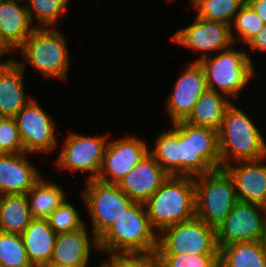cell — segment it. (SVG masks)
<instances>
[{
	"label": "cell",
	"mask_w": 266,
	"mask_h": 267,
	"mask_svg": "<svg viewBox=\"0 0 266 267\" xmlns=\"http://www.w3.org/2000/svg\"><path fill=\"white\" fill-rule=\"evenodd\" d=\"M159 237L144 203L134 202L98 240V251L107 254H153Z\"/></svg>",
	"instance_id": "cell-1"
},
{
	"label": "cell",
	"mask_w": 266,
	"mask_h": 267,
	"mask_svg": "<svg viewBox=\"0 0 266 267\" xmlns=\"http://www.w3.org/2000/svg\"><path fill=\"white\" fill-rule=\"evenodd\" d=\"M221 168L230 160L248 161L266 157V140L250 118L233 103L227 108L218 130Z\"/></svg>",
	"instance_id": "cell-2"
},
{
	"label": "cell",
	"mask_w": 266,
	"mask_h": 267,
	"mask_svg": "<svg viewBox=\"0 0 266 267\" xmlns=\"http://www.w3.org/2000/svg\"><path fill=\"white\" fill-rule=\"evenodd\" d=\"M144 205L152 227L159 234L171 225L194 218V177L169 176Z\"/></svg>",
	"instance_id": "cell-3"
},
{
	"label": "cell",
	"mask_w": 266,
	"mask_h": 267,
	"mask_svg": "<svg viewBox=\"0 0 266 267\" xmlns=\"http://www.w3.org/2000/svg\"><path fill=\"white\" fill-rule=\"evenodd\" d=\"M178 128L179 176L196 177L221 168L218 131L185 121Z\"/></svg>",
	"instance_id": "cell-4"
},
{
	"label": "cell",
	"mask_w": 266,
	"mask_h": 267,
	"mask_svg": "<svg viewBox=\"0 0 266 267\" xmlns=\"http://www.w3.org/2000/svg\"><path fill=\"white\" fill-rule=\"evenodd\" d=\"M195 216L215 230L238 201L233 178L225 168L194 177Z\"/></svg>",
	"instance_id": "cell-5"
},
{
	"label": "cell",
	"mask_w": 266,
	"mask_h": 267,
	"mask_svg": "<svg viewBox=\"0 0 266 267\" xmlns=\"http://www.w3.org/2000/svg\"><path fill=\"white\" fill-rule=\"evenodd\" d=\"M232 46L218 52L215 57H206L199 61L203 67L209 90L229 97H237L248 85L254 73L252 59L247 53Z\"/></svg>",
	"instance_id": "cell-6"
},
{
	"label": "cell",
	"mask_w": 266,
	"mask_h": 267,
	"mask_svg": "<svg viewBox=\"0 0 266 267\" xmlns=\"http://www.w3.org/2000/svg\"><path fill=\"white\" fill-rule=\"evenodd\" d=\"M51 28H35L19 49L27 64L44 76L66 80L69 68L66 41L59 31Z\"/></svg>",
	"instance_id": "cell-7"
},
{
	"label": "cell",
	"mask_w": 266,
	"mask_h": 267,
	"mask_svg": "<svg viewBox=\"0 0 266 267\" xmlns=\"http://www.w3.org/2000/svg\"><path fill=\"white\" fill-rule=\"evenodd\" d=\"M86 186L82 198L91 216L93 236L99 240L135 201L118 184L92 179Z\"/></svg>",
	"instance_id": "cell-8"
},
{
	"label": "cell",
	"mask_w": 266,
	"mask_h": 267,
	"mask_svg": "<svg viewBox=\"0 0 266 267\" xmlns=\"http://www.w3.org/2000/svg\"><path fill=\"white\" fill-rule=\"evenodd\" d=\"M160 236L156 254H219L215 229L196 216L165 228Z\"/></svg>",
	"instance_id": "cell-9"
},
{
	"label": "cell",
	"mask_w": 266,
	"mask_h": 267,
	"mask_svg": "<svg viewBox=\"0 0 266 267\" xmlns=\"http://www.w3.org/2000/svg\"><path fill=\"white\" fill-rule=\"evenodd\" d=\"M215 232L218 249L234 242L265 241L262 205L238 200Z\"/></svg>",
	"instance_id": "cell-10"
},
{
	"label": "cell",
	"mask_w": 266,
	"mask_h": 267,
	"mask_svg": "<svg viewBox=\"0 0 266 267\" xmlns=\"http://www.w3.org/2000/svg\"><path fill=\"white\" fill-rule=\"evenodd\" d=\"M24 151L48 153L57 146L55 123L34 99L29 101L14 117Z\"/></svg>",
	"instance_id": "cell-11"
},
{
	"label": "cell",
	"mask_w": 266,
	"mask_h": 267,
	"mask_svg": "<svg viewBox=\"0 0 266 267\" xmlns=\"http://www.w3.org/2000/svg\"><path fill=\"white\" fill-rule=\"evenodd\" d=\"M146 144L130 135L108 141L97 180L118 184L149 153L150 148Z\"/></svg>",
	"instance_id": "cell-12"
},
{
	"label": "cell",
	"mask_w": 266,
	"mask_h": 267,
	"mask_svg": "<svg viewBox=\"0 0 266 267\" xmlns=\"http://www.w3.org/2000/svg\"><path fill=\"white\" fill-rule=\"evenodd\" d=\"M108 136L88 137L77 133L68 134L56 164L59 168L89 171L88 180L97 179L104 157Z\"/></svg>",
	"instance_id": "cell-13"
},
{
	"label": "cell",
	"mask_w": 266,
	"mask_h": 267,
	"mask_svg": "<svg viewBox=\"0 0 266 267\" xmlns=\"http://www.w3.org/2000/svg\"><path fill=\"white\" fill-rule=\"evenodd\" d=\"M171 39L179 45L201 51L202 55L194 62L208 57V52H220L235 45L231 38L230 25L197 16L191 25L177 30Z\"/></svg>",
	"instance_id": "cell-14"
},
{
	"label": "cell",
	"mask_w": 266,
	"mask_h": 267,
	"mask_svg": "<svg viewBox=\"0 0 266 267\" xmlns=\"http://www.w3.org/2000/svg\"><path fill=\"white\" fill-rule=\"evenodd\" d=\"M208 89L203 67L199 62L190 63L175 82L173 93L167 98L166 110L172 124L185 121L198 98Z\"/></svg>",
	"instance_id": "cell-15"
},
{
	"label": "cell",
	"mask_w": 266,
	"mask_h": 267,
	"mask_svg": "<svg viewBox=\"0 0 266 267\" xmlns=\"http://www.w3.org/2000/svg\"><path fill=\"white\" fill-rule=\"evenodd\" d=\"M169 176L149 152L118 185L133 201L145 203Z\"/></svg>",
	"instance_id": "cell-16"
},
{
	"label": "cell",
	"mask_w": 266,
	"mask_h": 267,
	"mask_svg": "<svg viewBox=\"0 0 266 267\" xmlns=\"http://www.w3.org/2000/svg\"><path fill=\"white\" fill-rule=\"evenodd\" d=\"M266 157L259 160L232 161L224 168L233 178L237 199L263 205L266 201ZM238 164V165H237Z\"/></svg>",
	"instance_id": "cell-17"
},
{
	"label": "cell",
	"mask_w": 266,
	"mask_h": 267,
	"mask_svg": "<svg viewBox=\"0 0 266 267\" xmlns=\"http://www.w3.org/2000/svg\"><path fill=\"white\" fill-rule=\"evenodd\" d=\"M30 163L26 152L0 155V195L26 194L35 185L42 176Z\"/></svg>",
	"instance_id": "cell-18"
},
{
	"label": "cell",
	"mask_w": 266,
	"mask_h": 267,
	"mask_svg": "<svg viewBox=\"0 0 266 267\" xmlns=\"http://www.w3.org/2000/svg\"><path fill=\"white\" fill-rule=\"evenodd\" d=\"M25 62H0V117L14 118L32 98L24 89Z\"/></svg>",
	"instance_id": "cell-19"
},
{
	"label": "cell",
	"mask_w": 266,
	"mask_h": 267,
	"mask_svg": "<svg viewBox=\"0 0 266 267\" xmlns=\"http://www.w3.org/2000/svg\"><path fill=\"white\" fill-rule=\"evenodd\" d=\"M86 224L73 232L58 233L50 262L73 267H87L91 248L99 249L98 240L89 239ZM91 240V241H90Z\"/></svg>",
	"instance_id": "cell-20"
},
{
	"label": "cell",
	"mask_w": 266,
	"mask_h": 267,
	"mask_svg": "<svg viewBox=\"0 0 266 267\" xmlns=\"http://www.w3.org/2000/svg\"><path fill=\"white\" fill-rule=\"evenodd\" d=\"M27 6L9 0H0V36L13 51H17L33 30Z\"/></svg>",
	"instance_id": "cell-21"
},
{
	"label": "cell",
	"mask_w": 266,
	"mask_h": 267,
	"mask_svg": "<svg viewBox=\"0 0 266 267\" xmlns=\"http://www.w3.org/2000/svg\"><path fill=\"white\" fill-rule=\"evenodd\" d=\"M21 236L28 259L34 267L50 262L57 233L47 219L33 218Z\"/></svg>",
	"instance_id": "cell-22"
},
{
	"label": "cell",
	"mask_w": 266,
	"mask_h": 267,
	"mask_svg": "<svg viewBox=\"0 0 266 267\" xmlns=\"http://www.w3.org/2000/svg\"><path fill=\"white\" fill-rule=\"evenodd\" d=\"M224 94L207 89L198 98L185 122L219 130L227 108L232 104Z\"/></svg>",
	"instance_id": "cell-23"
},
{
	"label": "cell",
	"mask_w": 266,
	"mask_h": 267,
	"mask_svg": "<svg viewBox=\"0 0 266 267\" xmlns=\"http://www.w3.org/2000/svg\"><path fill=\"white\" fill-rule=\"evenodd\" d=\"M219 267H266V240L220 247Z\"/></svg>",
	"instance_id": "cell-24"
},
{
	"label": "cell",
	"mask_w": 266,
	"mask_h": 267,
	"mask_svg": "<svg viewBox=\"0 0 266 267\" xmlns=\"http://www.w3.org/2000/svg\"><path fill=\"white\" fill-rule=\"evenodd\" d=\"M26 194L0 195V231L22 234L32 220Z\"/></svg>",
	"instance_id": "cell-25"
},
{
	"label": "cell",
	"mask_w": 266,
	"mask_h": 267,
	"mask_svg": "<svg viewBox=\"0 0 266 267\" xmlns=\"http://www.w3.org/2000/svg\"><path fill=\"white\" fill-rule=\"evenodd\" d=\"M32 218L47 219L65 200L64 190L42 179L26 193Z\"/></svg>",
	"instance_id": "cell-26"
},
{
	"label": "cell",
	"mask_w": 266,
	"mask_h": 267,
	"mask_svg": "<svg viewBox=\"0 0 266 267\" xmlns=\"http://www.w3.org/2000/svg\"><path fill=\"white\" fill-rule=\"evenodd\" d=\"M172 128L158 135L154 149L149 152L170 176H179L178 128L174 124Z\"/></svg>",
	"instance_id": "cell-27"
},
{
	"label": "cell",
	"mask_w": 266,
	"mask_h": 267,
	"mask_svg": "<svg viewBox=\"0 0 266 267\" xmlns=\"http://www.w3.org/2000/svg\"><path fill=\"white\" fill-rule=\"evenodd\" d=\"M0 267H34L28 259L21 234L0 231Z\"/></svg>",
	"instance_id": "cell-28"
},
{
	"label": "cell",
	"mask_w": 266,
	"mask_h": 267,
	"mask_svg": "<svg viewBox=\"0 0 266 267\" xmlns=\"http://www.w3.org/2000/svg\"><path fill=\"white\" fill-rule=\"evenodd\" d=\"M193 6L197 17L230 25L243 5L238 0H199Z\"/></svg>",
	"instance_id": "cell-29"
},
{
	"label": "cell",
	"mask_w": 266,
	"mask_h": 267,
	"mask_svg": "<svg viewBox=\"0 0 266 267\" xmlns=\"http://www.w3.org/2000/svg\"><path fill=\"white\" fill-rule=\"evenodd\" d=\"M233 20L234 21L230 24V32L234 44L238 41H243V43L248 44V42L265 27L261 17L250 5H243ZM233 28H235L238 35H240L239 38L235 37Z\"/></svg>",
	"instance_id": "cell-30"
},
{
	"label": "cell",
	"mask_w": 266,
	"mask_h": 267,
	"mask_svg": "<svg viewBox=\"0 0 266 267\" xmlns=\"http://www.w3.org/2000/svg\"><path fill=\"white\" fill-rule=\"evenodd\" d=\"M69 0H30L27 4L30 21L35 18L41 28H49L57 25L61 13L65 12ZM35 16V17H34Z\"/></svg>",
	"instance_id": "cell-31"
},
{
	"label": "cell",
	"mask_w": 266,
	"mask_h": 267,
	"mask_svg": "<svg viewBox=\"0 0 266 267\" xmlns=\"http://www.w3.org/2000/svg\"><path fill=\"white\" fill-rule=\"evenodd\" d=\"M47 220L57 234L73 232L85 225L73 204L66 200L51 213Z\"/></svg>",
	"instance_id": "cell-32"
},
{
	"label": "cell",
	"mask_w": 266,
	"mask_h": 267,
	"mask_svg": "<svg viewBox=\"0 0 266 267\" xmlns=\"http://www.w3.org/2000/svg\"><path fill=\"white\" fill-rule=\"evenodd\" d=\"M160 267H219V254H156Z\"/></svg>",
	"instance_id": "cell-33"
},
{
	"label": "cell",
	"mask_w": 266,
	"mask_h": 267,
	"mask_svg": "<svg viewBox=\"0 0 266 267\" xmlns=\"http://www.w3.org/2000/svg\"><path fill=\"white\" fill-rule=\"evenodd\" d=\"M0 151L3 154L25 152L15 118L0 117Z\"/></svg>",
	"instance_id": "cell-34"
},
{
	"label": "cell",
	"mask_w": 266,
	"mask_h": 267,
	"mask_svg": "<svg viewBox=\"0 0 266 267\" xmlns=\"http://www.w3.org/2000/svg\"><path fill=\"white\" fill-rule=\"evenodd\" d=\"M108 261L100 267H160L156 253L153 254H109Z\"/></svg>",
	"instance_id": "cell-35"
},
{
	"label": "cell",
	"mask_w": 266,
	"mask_h": 267,
	"mask_svg": "<svg viewBox=\"0 0 266 267\" xmlns=\"http://www.w3.org/2000/svg\"><path fill=\"white\" fill-rule=\"evenodd\" d=\"M248 45L252 51L258 49L266 52V25L248 42Z\"/></svg>",
	"instance_id": "cell-36"
},
{
	"label": "cell",
	"mask_w": 266,
	"mask_h": 267,
	"mask_svg": "<svg viewBox=\"0 0 266 267\" xmlns=\"http://www.w3.org/2000/svg\"><path fill=\"white\" fill-rule=\"evenodd\" d=\"M249 5L261 17L266 25V0H253Z\"/></svg>",
	"instance_id": "cell-37"
},
{
	"label": "cell",
	"mask_w": 266,
	"mask_h": 267,
	"mask_svg": "<svg viewBox=\"0 0 266 267\" xmlns=\"http://www.w3.org/2000/svg\"><path fill=\"white\" fill-rule=\"evenodd\" d=\"M7 52L10 53V52H13V51L4 43V41L2 40V38L0 36V57L3 56V54H5ZM13 60H14L13 58H8L7 60L4 59V61L0 60V62H11Z\"/></svg>",
	"instance_id": "cell-38"
},
{
	"label": "cell",
	"mask_w": 266,
	"mask_h": 267,
	"mask_svg": "<svg viewBox=\"0 0 266 267\" xmlns=\"http://www.w3.org/2000/svg\"><path fill=\"white\" fill-rule=\"evenodd\" d=\"M40 267H73V266L62 265V264H58V263L49 262V263L43 264Z\"/></svg>",
	"instance_id": "cell-39"
},
{
	"label": "cell",
	"mask_w": 266,
	"mask_h": 267,
	"mask_svg": "<svg viewBox=\"0 0 266 267\" xmlns=\"http://www.w3.org/2000/svg\"><path fill=\"white\" fill-rule=\"evenodd\" d=\"M262 210H263V227H264V232L266 235V201L262 205Z\"/></svg>",
	"instance_id": "cell-40"
},
{
	"label": "cell",
	"mask_w": 266,
	"mask_h": 267,
	"mask_svg": "<svg viewBox=\"0 0 266 267\" xmlns=\"http://www.w3.org/2000/svg\"><path fill=\"white\" fill-rule=\"evenodd\" d=\"M242 5H249L253 0H238Z\"/></svg>",
	"instance_id": "cell-41"
},
{
	"label": "cell",
	"mask_w": 266,
	"mask_h": 267,
	"mask_svg": "<svg viewBox=\"0 0 266 267\" xmlns=\"http://www.w3.org/2000/svg\"><path fill=\"white\" fill-rule=\"evenodd\" d=\"M9 1H13V2H16V3H22L23 1L25 2L26 6H27V3L29 4L30 3V0H9Z\"/></svg>",
	"instance_id": "cell-42"
},
{
	"label": "cell",
	"mask_w": 266,
	"mask_h": 267,
	"mask_svg": "<svg viewBox=\"0 0 266 267\" xmlns=\"http://www.w3.org/2000/svg\"><path fill=\"white\" fill-rule=\"evenodd\" d=\"M191 1L195 5L199 0H191Z\"/></svg>",
	"instance_id": "cell-43"
}]
</instances>
